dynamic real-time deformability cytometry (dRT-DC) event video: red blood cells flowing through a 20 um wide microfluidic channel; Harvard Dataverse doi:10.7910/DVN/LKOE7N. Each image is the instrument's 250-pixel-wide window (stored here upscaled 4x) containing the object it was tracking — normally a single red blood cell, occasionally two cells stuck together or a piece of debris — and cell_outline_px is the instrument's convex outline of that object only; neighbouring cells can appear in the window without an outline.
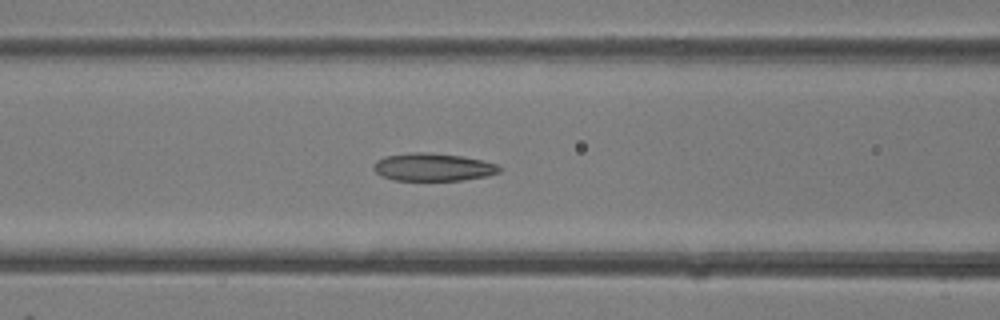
{"species": "common noctule bat (a hibernating species)", "species_latin": "Nyctalus noctula", "temperature_condition": "room temperature", "stored_images_in_passage": 31, "camera_frame_rate_fps": 3000, "um_per_image_px": 0.085, "animal": {"sex": "female"}, "frame": {"image": 1, "passage_image": 8, "time_ms": 2.333, "image_size_px": [1000, 320], "cell_outline_px": [[504, 168], [500, 172], [488, 176], [464, 180], [396, 180], [384, 176], [376, 172], [372, 168], [372, 164], [376, 160], [384, 156], [412, 152], [428, 152], [464, 156], [500, 164]], "centroid_in_image_um": [36.86, 14.19], "position_along_channel_um": 129.7, "area_um2": 20.69}}
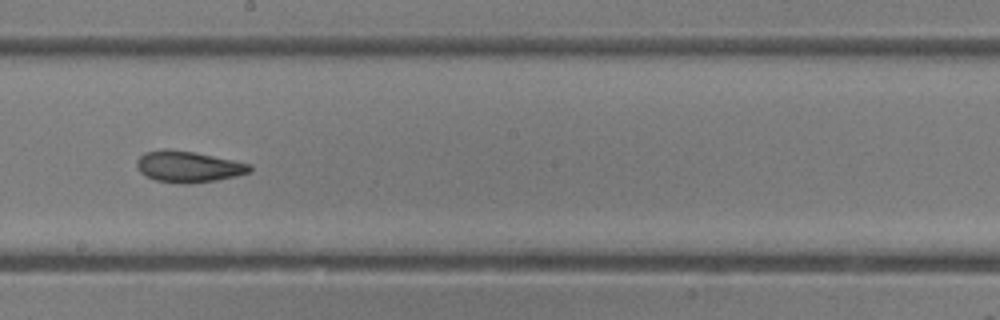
{"frame": {"image": 2, "passage_image": 14, "time_ms": 4.333, "image_size_px": [1000, 320], "cell_outline_px": [[252, 172], [236, 176], [216, 180], [188, 184], [180, 184], [156, 180], [140, 172], [136, 168], [136, 160], [144, 152], [164, 148], [168, 148], [196, 152], [252, 164]], "centroid_in_image_um": [16.01, 14.15], "position_along_channel_um": 232.2, "area_um2": 20.87}}
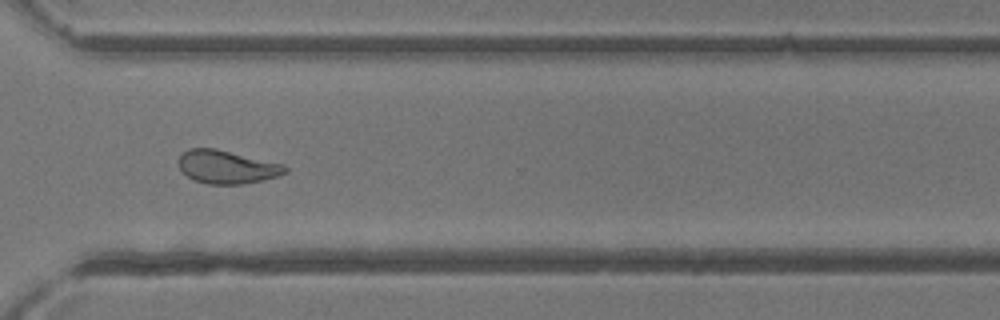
{"frame": {"image": 3, "passage_image": 21, "time_ms": 6.667, "image_size_px": [1000, 320], "cell_outline_px": [[288, 172], [264, 180], [240, 184], [208, 184], [192, 180], [180, 172], [176, 160], [188, 148], [216, 148], [284, 164], [288, 168]], "centroid_in_image_um": [19.24, 14.19], "position_along_channel_um": 351.4, "area_um2": 20.98}}